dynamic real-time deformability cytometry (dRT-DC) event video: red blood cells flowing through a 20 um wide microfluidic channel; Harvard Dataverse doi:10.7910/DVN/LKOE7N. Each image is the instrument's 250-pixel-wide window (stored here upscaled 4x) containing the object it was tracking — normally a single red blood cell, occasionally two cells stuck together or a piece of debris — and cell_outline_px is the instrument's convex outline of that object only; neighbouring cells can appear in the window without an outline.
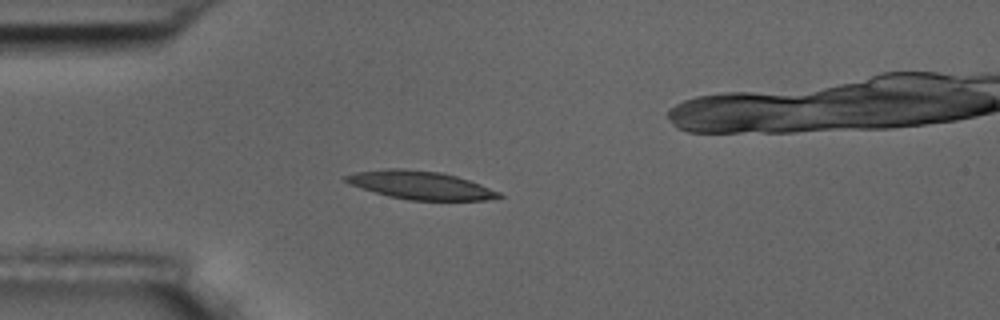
{"species": "common noctule bat (a hibernating species)", "species_latin": "Nyctalus noctula", "temperature_condition": "room temperature", "stored_images_in_passage": 3, "camera_frame_rate_fps": 3000, "um_per_image_px": 0.085, "animal": {"sex": "male", "body_mass_g": 17.5, "forearm_length_mm": 52.3}, "frame": {"image": 1, "passage_image": 3, "time_ms": 3.333, "image_size_px": [1000, 320], "cell_outline_px": [[504, 196], [484, 200], [408, 200], [388, 196], [348, 184], [344, 180], [344, 176], [352, 172], [388, 168], [404, 168], [444, 172], [480, 184], [500, 192]], "centroid_in_image_um": [35.69, 15.72], "position_along_channel_um": 49.3, "area_um2": 25.32}}